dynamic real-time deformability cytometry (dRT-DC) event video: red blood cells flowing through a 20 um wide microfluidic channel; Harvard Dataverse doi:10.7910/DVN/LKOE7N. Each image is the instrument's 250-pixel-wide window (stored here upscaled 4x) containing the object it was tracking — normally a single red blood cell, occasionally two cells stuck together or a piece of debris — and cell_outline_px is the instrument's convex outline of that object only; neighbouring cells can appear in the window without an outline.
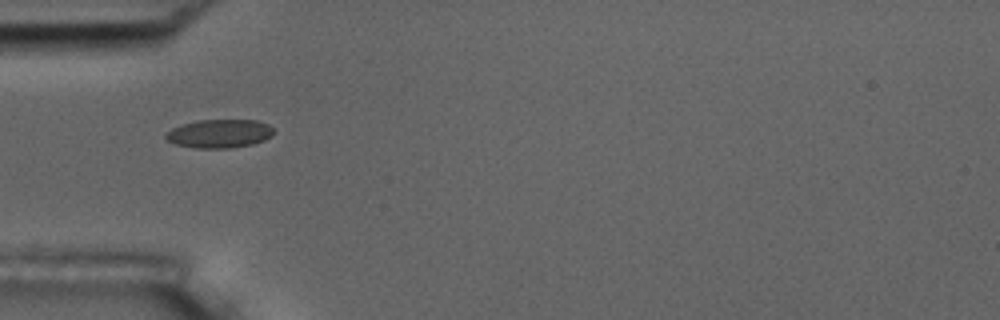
{"species": "common noctule bat (a hibernating species)", "species_latin": "Nyctalus noctula", "temperature_condition": "room temperature", "stored_images_in_passage": 3, "camera_frame_rate_fps": 3000, "um_per_image_px": 0.085, "animal": {"sex": "male", "body_mass_g": 17.5, "forearm_length_mm": 52.3}, "frame": {"image": 1, "passage_image": 1, "time_ms": 0.0, "image_size_px": [1000, 320], "cell_outline_px": [[276, 132], [272, 136], [264, 140], [252, 144], [228, 148], [196, 148], [176, 144], [168, 140], [164, 136], [172, 128], [180, 124], [200, 120], [256, 120], [268, 124]], "centroid_in_image_um": [18.67, 11.35], "position_along_channel_um": 66.3, "area_um2": 17.92}}